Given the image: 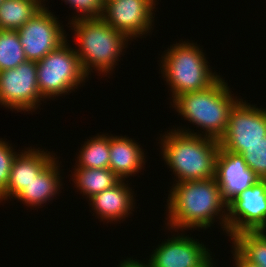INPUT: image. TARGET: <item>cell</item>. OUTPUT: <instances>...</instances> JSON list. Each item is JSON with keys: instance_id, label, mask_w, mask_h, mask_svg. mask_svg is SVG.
<instances>
[{"instance_id": "6da1fadb", "label": "cell", "mask_w": 266, "mask_h": 267, "mask_svg": "<svg viewBox=\"0 0 266 267\" xmlns=\"http://www.w3.org/2000/svg\"><path fill=\"white\" fill-rule=\"evenodd\" d=\"M166 206L168 230L177 233L179 229L182 233L185 232L183 229L206 230L215 219H220V226L226 232L227 203L215 177L173 184Z\"/></svg>"}, {"instance_id": "7a4b0ae2", "label": "cell", "mask_w": 266, "mask_h": 267, "mask_svg": "<svg viewBox=\"0 0 266 267\" xmlns=\"http://www.w3.org/2000/svg\"><path fill=\"white\" fill-rule=\"evenodd\" d=\"M221 77L206 89L183 93L170 102L184 120L203 130L197 133L189 127H177V131L218 141L221 139L227 129L230 112L241 99L234 97L228 83Z\"/></svg>"}, {"instance_id": "3957f363", "label": "cell", "mask_w": 266, "mask_h": 267, "mask_svg": "<svg viewBox=\"0 0 266 267\" xmlns=\"http://www.w3.org/2000/svg\"><path fill=\"white\" fill-rule=\"evenodd\" d=\"M160 137L161 155L176 177L173 184L215 177L218 140L179 132L176 127Z\"/></svg>"}, {"instance_id": "277c9868", "label": "cell", "mask_w": 266, "mask_h": 267, "mask_svg": "<svg viewBox=\"0 0 266 267\" xmlns=\"http://www.w3.org/2000/svg\"><path fill=\"white\" fill-rule=\"evenodd\" d=\"M68 24L73 27L75 45L78 44L74 50L87 77L93 69L98 71V75L112 73L131 40L102 18L79 19Z\"/></svg>"}, {"instance_id": "5b68a950", "label": "cell", "mask_w": 266, "mask_h": 267, "mask_svg": "<svg viewBox=\"0 0 266 267\" xmlns=\"http://www.w3.org/2000/svg\"><path fill=\"white\" fill-rule=\"evenodd\" d=\"M202 49L197 43L176 41L161 55L160 70L171 88L172 101L183 93L206 89L220 77L212 72Z\"/></svg>"}, {"instance_id": "8992f818", "label": "cell", "mask_w": 266, "mask_h": 267, "mask_svg": "<svg viewBox=\"0 0 266 267\" xmlns=\"http://www.w3.org/2000/svg\"><path fill=\"white\" fill-rule=\"evenodd\" d=\"M67 41L36 62L38 89L45 100L72 93L88 80L78 55Z\"/></svg>"}, {"instance_id": "52a82bcc", "label": "cell", "mask_w": 266, "mask_h": 267, "mask_svg": "<svg viewBox=\"0 0 266 267\" xmlns=\"http://www.w3.org/2000/svg\"><path fill=\"white\" fill-rule=\"evenodd\" d=\"M44 99L38 89L37 63L26 61L0 71V104L17 112L36 111Z\"/></svg>"}, {"instance_id": "ba28073f", "label": "cell", "mask_w": 266, "mask_h": 267, "mask_svg": "<svg viewBox=\"0 0 266 267\" xmlns=\"http://www.w3.org/2000/svg\"><path fill=\"white\" fill-rule=\"evenodd\" d=\"M266 136V108H258L241 98L232 108L225 134L219 140L224 150L241 154L246 146Z\"/></svg>"}, {"instance_id": "9c48e42d", "label": "cell", "mask_w": 266, "mask_h": 267, "mask_svg": "<svg viewBox=\"0 0 266 267\" xmlns=\"http://www.w3.org/2000/svg\"><path fill=\"white\" fill-rule=\"evenodd\" d=\"M50 11L44 6L17 30L27 61L38 62L67 40L64 26Z\"/></svg>"}, {"instance_id": "30bf717a", "label": "cell", "mask_w": 266, "mask_h": 267, "mask_svg": "<svg viewBox=\"0 0 266 267\" xmlns=\"http://www.w3.org/2000/svg\"><path fill=\"white\" fill-rule=\"evenodd\" d=\"M266 231V179H260L227 204L226 234Z\"/></svg>"}, {"instance_id": "8fae6325", "label": "cell", "mask_w": 266, "mask_h": 267, "mask_svg": "<svg viewBox=\"0 0 266 267\" xmlns=\"http://www.w3.org/2000/svg\"><path fill=\"white\" fill-rule=\"evenodd\" d=\"M156 0H105L103 16L108 25L133 41L150 34L154 25Z\"/></svg>"}, {"instance_id": "7c38bea8", "label": "cell", "mask_w": 266, "mask_h": 267, "mask_svg": "<svg viewBox=\"0 0 266 267\" xmlns=\"http://www.w3.org/2000/svg\"><path fill=\"white\" fill-rule=\"evenodd\" d=\"M181 234V235H180ZM166 239L150 254L152 267H214L212 252L184 233ZM175 236V237H174Z\"/></svg>"}, {"instance_id": "4fadbf2b", "label": "cell", "mask_w": 266, "mask_h": 267, "mask_svg": "<svg viewBox=\"0 0 266 267\" xmlns=\"http://www.w3.org/2000/svg\"><path fill=\"white\" fill-rule=\"evenodd\" d=\"M215 179L227 204L260 180L249 169L241 154L229 152L222 147L216 158Z\"/></svg>"}, {"instance_id": "5bb4252c", "label": "cell", "mask_w": 266, "mask_h": 267, "mask_svg": "<svg viewBox=\"0 0 266 267\" xmlns=\"http://www.w3.org/2000/svg\"><path fill=\"white\" fill-rule=\"evenodd\" d=\"M39 149L30 147L17 153L11 165L9 182L0 194V202L15 198L55 158V153Z\"/></svg>"}, {"instance_id": "9a60e30c", "label": "cell", "mask_w": 266, "mask_h": 267, "mask_svg": "<svg viewBox=\"0 0 266 267\" xmlns=\"http://www.w3.org/2000/svg\"><path fill=\"white\" fill-rule=\"evenodd\" d=\"M132 188L125 183V180H120L113 187L102 191L92 196L88 201L91 205L93 212L97 217L107 223L110 221H120L128 217L134 211L135 195Z\"/></svg>"}, {"instance_id": "2e32d148", "label": "cell", "mask_w": 266, "mask_h": 267, "mask_svg": "<svg viewBox=\"0 0 266 267\" xmlns=\"http://www.w3.org/2000/svg\"><path fill=\"white\" fill-rule=\"evenodd\" d=\"M110 135L109 169L120 180H126L129 176L134 177L144 168L146 162L143 148L132 138Z\"/></svg>"}, {"instance_id": "e0dca14e", "label": "cell", "mask_w": 266, "mask_h": 267, "mask_svg": "<svg viewBox=\"0 0 266 267\" xmlns=\"http://www.w3.org/2000/svg\"><path fill=\"white\" fill-rule=\"evenodd\" d=\"M55 157L30 183L26 185L15 199L20 200L25 206L40 208L42 204L51 201L62 188L60 175V162ZM40 206V207H39Z\"/></svg>"}, {"instance_id": "ac0fdd59", "label": "cell", "mask_w": 266, "mask_h": 267, "mask_svg": "<svg viewBox=\"0 0 266 267\" xmlns=\"http://www.w3.org/2000/svg\"><path fill=\"white\" fill-rule=\"evenodd\" d=\"M43 7L37 0H3L0 4V30L17 31Z\"/></svg>"}, {"instance_id": "d6986e66", "label": "cell", "mask_w": 266, "mask_h": 267, "mask_svg": "<svg viewBox=\"0 0 266 267\" xmlns=\"http://www.w3.org/2000/svg\"><path fill=\"white\" fill-rule=\"evenodd\" d=\"M74 173V174H73ZM72 181L80 193L91 198L116 185L120 179L109 169L74 168Z\"/></svg>"}, {"instance_id": "ffe728a7", "label": "cell", "mask_w": 266, "mask_h": 267, "mask_svg": "<svg viewBox=\"0 0 266 267\" xmlns=\"http://www.w3.org/2000/svg\"><path fill=\"white\" fill-rule=\"evenodd\" d=\"M97 134L84 142L76 157L77 168L103 169L109 168L110 135Z\"/></svg>"}, {"instance_id": "44dd1931", "label": "cell", "mask_w": 266, "mask_h": 267, "mask_svg": "<svg viewBox=\"0 0 266 267\" xmlns=\"http://www.w3.org/2000/svg\"><path fill=\"white\" fill-rule=\"evenodd\" d=\"M232 246L250 263L266 267V231H244L235 234Z\"/></svg>"}, {"instance_id": "7402d4cb", "label": "cell", "mask_w": 266, "mask_h": 267, "mask_svg": "<svg viewBox=\"0 0 266 267\" xmlns=\"http://www.w3.org/2000/svg\"><path fill=\"white\" fill-rule=\"evenodd\" d=\"M26 61L18 32L0 30V71L16 68Z\"/></svg>"}, {"instance_id": "603a6c76", "label": "cell", "mask_w": 266, "mask_h": 267, "mask_svg": "<svg viewBox=\"0 0 266 267\" xmlns=\"http://www.w3.org/2000/svg\"><path fill=\"white\" fill-rule=\"evenodd\" d=\"M241 156L251 171L260 179H266V136L260 142L246 146Z\"/></svg>"}, {"instance_id": "cb8c5ba5", "label": "cell", "mask_w": 266, "mask_h": 267, "mask_svg": "<svg viewBox=\"0 0 266 267\" xmlns=\"http://www.w3.org/2000/svg\"><path fill=\"white\" fill-rule=\"evenodd\" d=\"M64 2L76 10L75 14L77 13V15L73 16L71 21L103 16L105 0H64Z\"/></svg>"}, {"instance_id": "d4e9b609", "label": "cell", "mask_w": 266, "mask_h": 267, "mask_svg": "<svg viewBox=\"0 0 266 267\" xmlns=\"http://www.w3.org/2000/svg\"><path fill=\"white\" fill-rule=\"evenodd\" d=\"M13 149L6 140L0 139V194L5 190L9 182L11 165L18 153Z\"/></svg>"}, {"instance_id": "484cf974", "label": "cell", "mask_w": 266, "mask_h": 267, "mask_svg": "<svg viewBox=\"0 0 266 267\" xmlns=\"http://www.w3.org/2000/svg\"><path fill=\"white\" fill-rule=\"evenodd\" d=\"M232 249L233 251L231 253H233L232 256H234L232 259L235 261V267H260L246 260L233 246Z\"/></svg>"}, {"instance_id": "4316f807", "label": "cell", "mask_w": 266, "mask_h": 267, "mask_svg": "<svg viewBox=\"0 0 266 267\" xmlns=\"http://www.w3.org/2000/svg\"><path fill=\"white\" fill-rule=\"evenodd\" d=\"M146 262V264L144 263ZM142 261L137 260V259H131V258H126L123 261H120V264L118 265L119 267H152L150 260L147 261Z\"/></svg>"}, {"instance_id": "83f0119b", "label": "cell", "mask_w": 266, "mask_h": 267, "mask_svg": "<svg viewBox=\"0 0 266 267\" xmlns=\"http://www.w3.org/2000/svg\"><path fill=\"white\" fill-rule=\"evenodd\" d=\"M37 1H39L41 4L44 3V4H43L44 6L46 5V4H45V0H37Z\"/></svg>"}]
</instances>
